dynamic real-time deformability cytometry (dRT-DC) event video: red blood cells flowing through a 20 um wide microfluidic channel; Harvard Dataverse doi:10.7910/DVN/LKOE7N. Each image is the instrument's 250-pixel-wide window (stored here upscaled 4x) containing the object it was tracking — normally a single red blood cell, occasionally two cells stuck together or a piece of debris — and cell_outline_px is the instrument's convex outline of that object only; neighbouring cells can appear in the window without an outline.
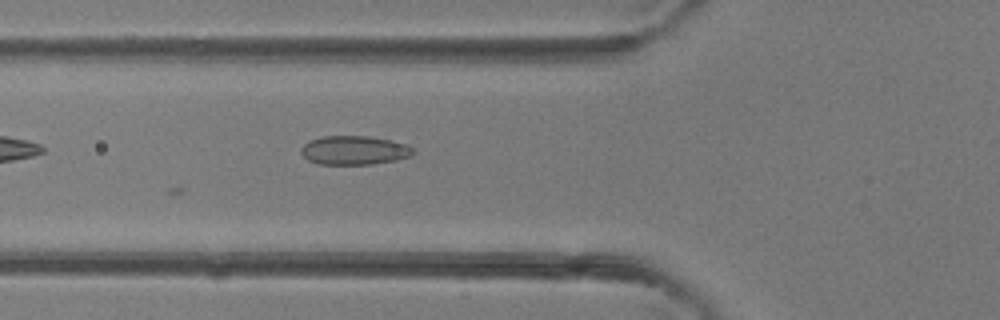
{"species": "common noctule bat (a hibernating species)", "species_latin": "Nyctalus noctula", "temperature_condition": "room temperature", "stored_images_in_passage": 6, "camera_frame_rate_fps": 3000, "um_per_image_px": 0.085, "animal": {"sex": "female"}, "frame": {"image": 1, "passage_image": 6, "time_ms": 1.667, "image_size_px": [1000, 320], "cell_outline_px": [[412, 152], [408, 156], [396, 160], [372, 164], [316, 164], [308, 160], [300, 152], [300, 148], [308, 140], [320, 136], [368, 136], [388, 140], [404, 144], [412, 148]], "centroid_in_image_um": [30.01, 12.77], "position_along_channel_um": 95.8, "area_um2": 18.73}}